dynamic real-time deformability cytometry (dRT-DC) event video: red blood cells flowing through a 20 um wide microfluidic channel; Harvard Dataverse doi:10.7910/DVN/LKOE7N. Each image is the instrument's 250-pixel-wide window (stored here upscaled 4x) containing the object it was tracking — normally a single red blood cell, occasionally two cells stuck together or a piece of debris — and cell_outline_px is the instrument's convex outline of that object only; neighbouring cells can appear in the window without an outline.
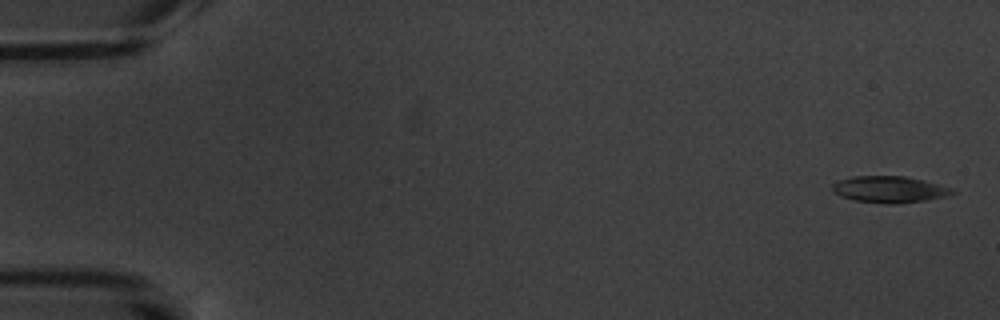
{"species": "common noctule bat (a hibernating species)", "species_latin": "Nyctalus noctula", "temperature_condition": "warm", "stored_images_in_passage": 7, "camera_frame_rate_fps": 3000, "um_per_image_px": 0.085, "animal": {"sex": "male", "body_mass_g": 20.1, "forearm_length_mm": 53.5}, "frame": {"image": 1, "passage_image": 1, "time_ms": 0.0, "image_size_px": [1000, 320], "cell_outline_px": [[956, 192], [948, 196], [928, 200], [896, 204], [888, 204], [856, 200], [840, 196], [832, 192], [832, 184], [840, 180], [852, 176], [904, 176], [924, 180], [952, 188]], "centroid_in_image_um": [75.62, 16.1], "position_along_channel_um": 9.4, "area_um2": 18.61}}
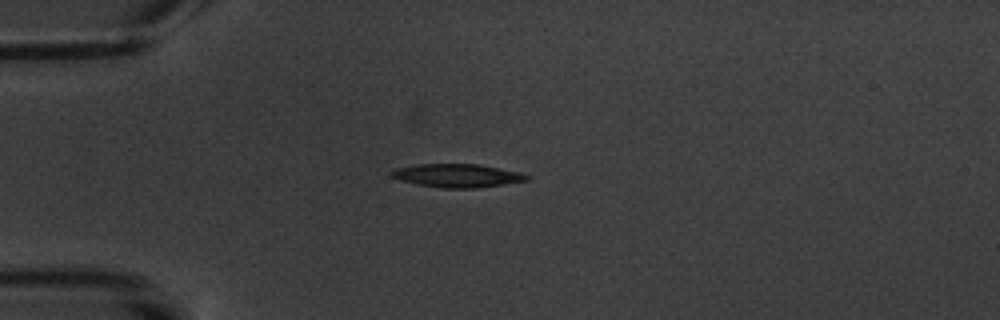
{"frame": {"image": 2, "passage_image": 5, "time_ms": 4.667, "image_size_px": [1000, 320], "cell_outline_px": [[532, 176], [528, 180], [504, 184], [476, 188], [444, 188], [416, 184], [400, 180], [392, 176], [388, 172], [396, 168], [416, 164], [476, 164], [520, 172]], "centroid_in_image_um": [38.86, 14.92], "position_along_channel_um": 46.1, "area_um2": 18.38}}